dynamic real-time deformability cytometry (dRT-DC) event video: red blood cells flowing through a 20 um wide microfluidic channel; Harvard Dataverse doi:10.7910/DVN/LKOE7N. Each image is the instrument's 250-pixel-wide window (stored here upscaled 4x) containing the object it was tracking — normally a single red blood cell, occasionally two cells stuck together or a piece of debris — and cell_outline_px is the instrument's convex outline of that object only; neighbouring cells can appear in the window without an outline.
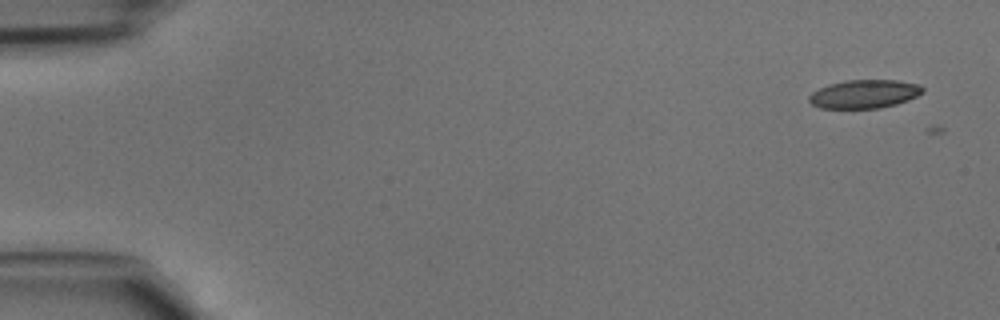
{"species": "common noctule bat (a hibernating species)", "species_latin": "Nyctalus noctula", "temperature_condition": "cold", "stored_images_in_passage": 4, "camera_frame_rate_fps": 3000, "um_per_image_px": 0.085, "animal": {"sex": "male", "body_mass_g": 15.6}, "frame": {"image": 1, "passage_image": 1, "time_ms": 0.0, "image_size_px": [1000, 320], "cell_outline_px": [[924, 92], [908, 100], [896, 104], [880, 108], [820, 108], [812, 104], [808, 100], [808, 96], [812, 92], [828, 84], [844, 80], [896, 80], [920, 84], [924, 88]], "centroid_in_image_um": [73.47, 7.98], "position_along_channel_um": 11.5, "area_um2": 18.96}}